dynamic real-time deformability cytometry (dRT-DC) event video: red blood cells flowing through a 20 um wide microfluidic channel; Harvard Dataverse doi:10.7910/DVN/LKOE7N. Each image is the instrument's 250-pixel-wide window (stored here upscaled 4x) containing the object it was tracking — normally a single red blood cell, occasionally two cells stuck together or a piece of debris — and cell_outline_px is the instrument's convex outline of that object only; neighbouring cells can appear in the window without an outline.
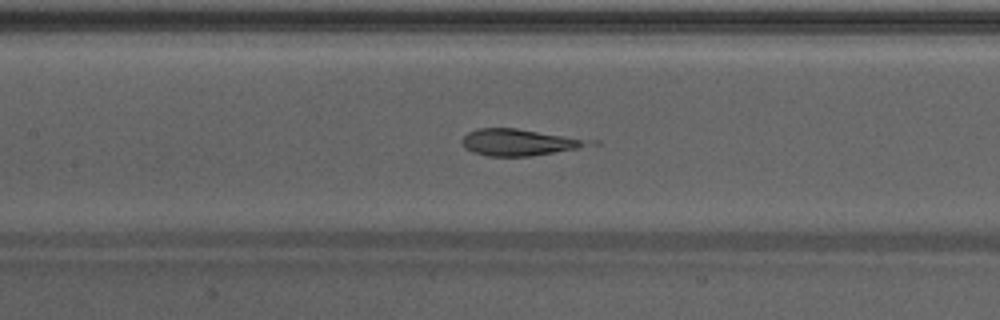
{"species": "Egyptian fruit bat (a non-hibernating species)", "species_latin": "Rousettus aegyptiacus", "temperature_condition": "warm", "stored_images_in_passage": 35, "camera_frame_rate_fps": 3000, "um_per_image_px": 0.085, "animal": {"sex": "male"}, "frame": {"image": 1, "passage_image": 9, "time_ms": 2.667, "image_size_px": [1000, 320], "cell_outline_px": [[600, 144], [580, 148], [532, 156], [488, 156], [472, 152], [464, 148], [460, 140], [468, 132], [480, 128], [516, 128], [600, 140]], "centroid_in_image_um": [44.26, 12.09], "position_along_channel_um": 163.1, "area_um2": 20.29}}
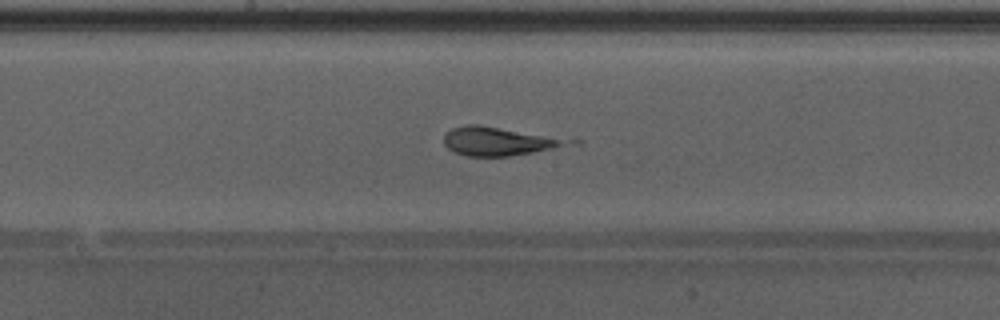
{"frame": {"image": 2, "passage_image": 12, "time_ms": 3.667, "image_size_px": [1000, 320], "cell_outline_px": [[560, 144], [552, 148], [532, 152], [508, 156], [464, 156], [452, 152], [444, 144], [444, 132], [452, 128], [468, 124], [480, 124], [540, 136], [556, 140]], "centroid_in_image_um": [41.94, 12.02], "position_along_channel_um": 206.3, "area_um2": 19.07}}
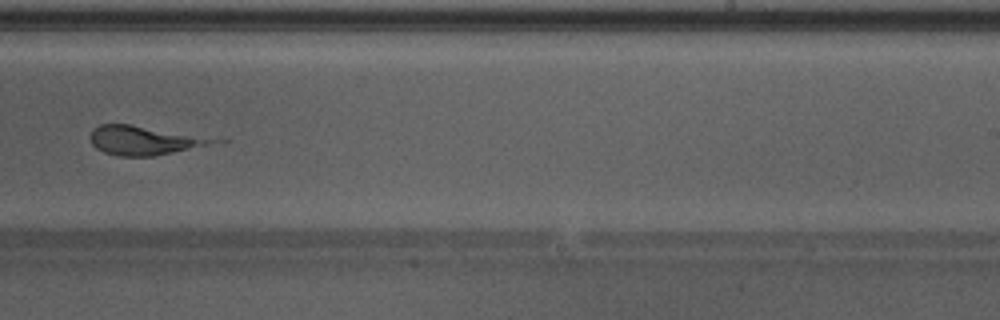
{"frame": {"image": 3, "passage_image": 17, "time_ms": 5.333, "image_size_px": [1000, 320], "cell_outline_px": [[232, 140], [224, 144], [152, 156], [120, 156], [104, 152], [96, 148], [92, 144], [88, 136], [92, 128], [100, 124], [128, 124]], "centroid_in_image_um": [12.44, 11.94], "position_along_channel_um": 276.6, "area_um2": 21.68}}